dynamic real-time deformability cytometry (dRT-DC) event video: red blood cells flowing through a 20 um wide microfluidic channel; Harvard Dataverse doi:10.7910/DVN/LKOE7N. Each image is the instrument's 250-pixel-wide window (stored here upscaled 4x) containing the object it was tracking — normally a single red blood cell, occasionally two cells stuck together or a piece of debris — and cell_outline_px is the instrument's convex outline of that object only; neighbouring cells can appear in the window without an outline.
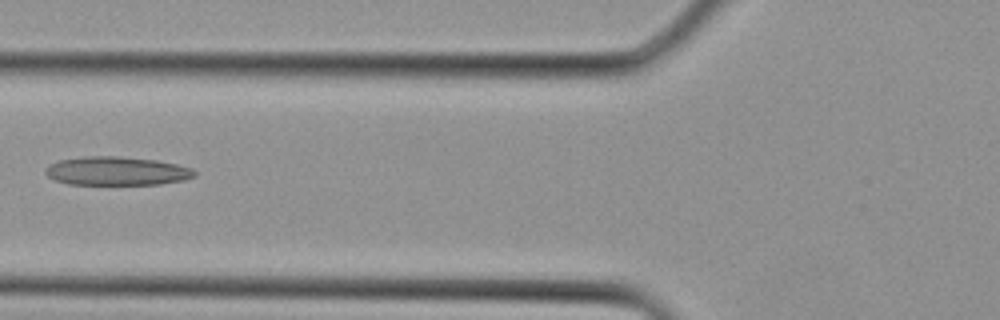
{"species": "Egyptian fruit bat (a non-hibernating species)", "species_latin": "Rousettus aegyptiacus", "temperature_condition": "cold", "stored_images_in_passage": 4, "camera_frame_rate_fps": 3000, "um_per_image_px": 0.085, "animal": {"sex": "female"}, "frame": {"image": 1, "passage_image": 4, "time_ms": 1.0, "image_size_px": [1000, 320], "cell_outline_px": [[196, 176], [184, 180], [160, 184], [68, 184], [56, 180], [48, 176], [44, 172], [44, 168], [48, 164], [60, 160], [84, 156], [120, 156], [156, 160], [176, 164], [192, 168], [196, 172]], "centroid_in_image_um": [9.91, 14.53], "position_along_channel_um": 115.9, "area_um2": 24.97}}